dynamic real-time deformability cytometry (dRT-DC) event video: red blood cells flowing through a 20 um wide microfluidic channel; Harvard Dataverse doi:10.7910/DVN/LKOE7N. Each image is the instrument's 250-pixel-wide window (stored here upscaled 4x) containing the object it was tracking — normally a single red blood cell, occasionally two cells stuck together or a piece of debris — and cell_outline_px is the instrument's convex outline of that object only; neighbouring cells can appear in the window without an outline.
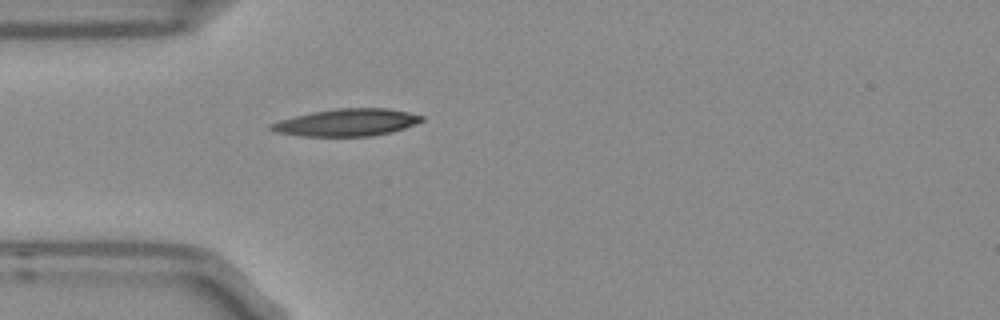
{"species": "Egyptian fruit bat (a non-hibernating species)", "species_latin": "Rousettus aegyptiacus", "temperature_condition": "room temperature", "stored_images_in_passage": 39, "camera_frame_rate_fps": 3000, "um_per_image_px": 0.085, "frame": {"image": 1, "passage_image": 1, "time_ms": 0.0, "image_size_px": [1000, 320], "cell_outline_px": [[424, 120], [416, 124], [392, 132], [372, 136], [300, 136], [276, 132], [268, 128], [268, 124], [280, 120], [312, 112], [336, 108], [388, 108], [408, 112], [424, 116]], "centroid_in_image_um": [29.49, 10.41], "position_along_channel_um": 55.5, "area_um2": 23.99}}
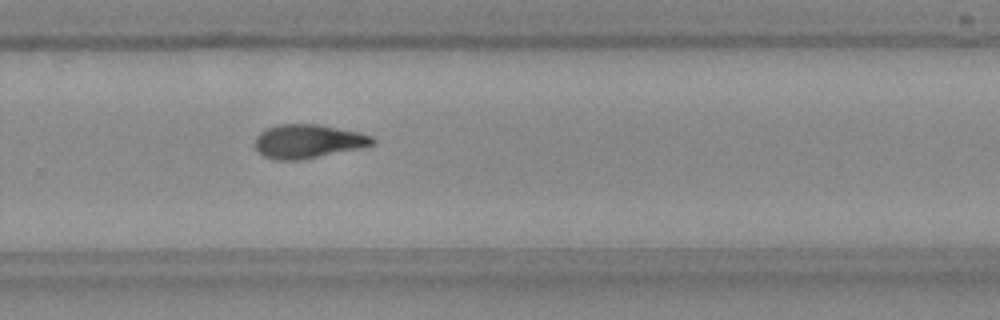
{"frame": {"image": 2, "passage_image": 21, "time_ms": 6.667, "image_size_px": [1000, 320], "cell_outline_px": [[376, 140], [372, 144], [360, 148], [300, 160], [272, 160], [264, 156], [256, 148], [256, 136], [260, 132], [268, 128], [280, 124], [320, 124], [356, 132], [372, 136]], "centroid_in_image_um": [26.16, 12.01], "position_along_channel_um": 303.6, "area_um2": 22.89}}
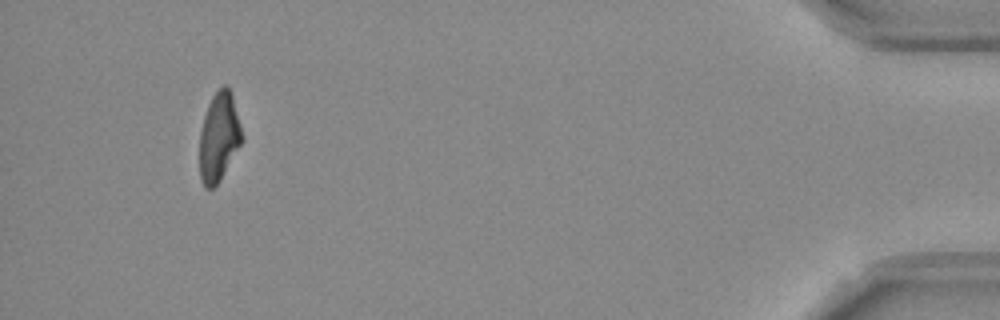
{"frame": {"image": 3, "passage_image": 36, "time_ms": 11.667, "image_size_px": [1000, 320], "cell_outline_px": [[244, 140], [220, 180], [212, 188], [204, 188], [200, 180], [200, 128], [208, 104], [212, 96], [224, 84], [228, 88], [232, 96], [244, 136]], "centroid_in_image_um": [18.61, 11.67], "position_along_channel_um": 416.6, "area_um2": 21.96}, "authors_computed_cell_mechanics": {"area_um2": 22.9466, "velocity_mm_per_s": 3.778, "shape_relaxation_time_tau1_ms": 4.7719, "shape_relaxation_time_tau2_ms": 10.1203, "deformation_change_tau1": 0.1936, "deformation_change_tau2": 0.219}}